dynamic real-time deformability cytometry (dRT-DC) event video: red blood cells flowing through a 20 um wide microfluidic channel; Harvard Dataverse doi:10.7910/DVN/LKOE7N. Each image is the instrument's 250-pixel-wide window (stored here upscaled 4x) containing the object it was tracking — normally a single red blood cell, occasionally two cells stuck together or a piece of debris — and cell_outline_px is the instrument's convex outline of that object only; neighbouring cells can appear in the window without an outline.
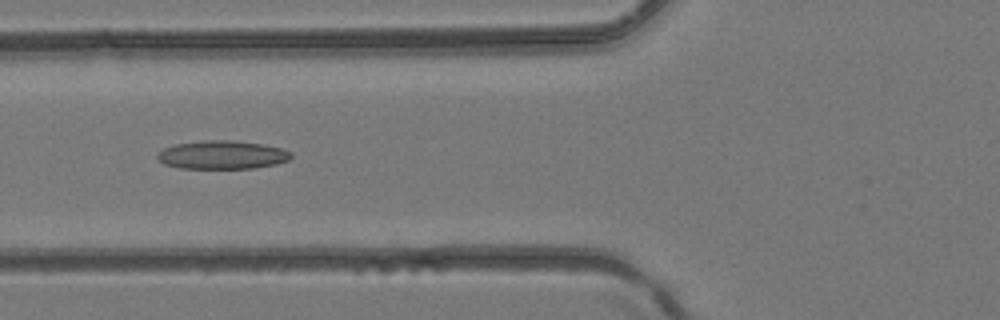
{"species": "common noctule bat (a hibernating species)", "species_latin": "Nyctalus noctula", "temperature_condition": "room temperature", "stored_images_in_passage": 41, "camera_frame_rate_fps": 3000, "um_per_image_px": 0.085, "animal": {"sex": "female", "body_mass_g": 24.6, "forearm_length_mm": 56.2}, "frame": {"image": 1, "passage_image": 17, "time_ms": 5.333, "image_size_px": [1000, 320], "cell_outline_px": [[292, 156], [288, 160], [276, 164], [256, 168], [180, 168], [164, 164], [156, 156], [156, 152], [172, 144], [204, 140], [236, 140], [264, 144], [284, 148], [292, 152]], "centroid_in_image_um": [18.9, 13.15], "position_along_channel_um": 106.9, "area_um2": 22.48}}
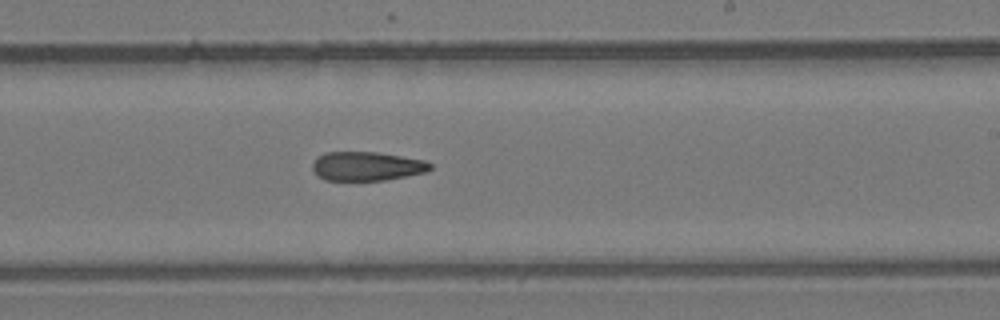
{"frame": {"image": 2, "passage_image": 26, "time_ms": 8.333, "image_size_px": [1000, 320], "cell_outline_px": [[432, 168], [428, 172], [384, 180], [324, 180], [312, 168], [312, 164], [316, 156], [324, 152], [376, 152], [424, 160], [432, 164]], "centroid_in_image_um": [31.18, 14.12], "position_along_channel_um": 257.8, "area_um2": 19.88}}
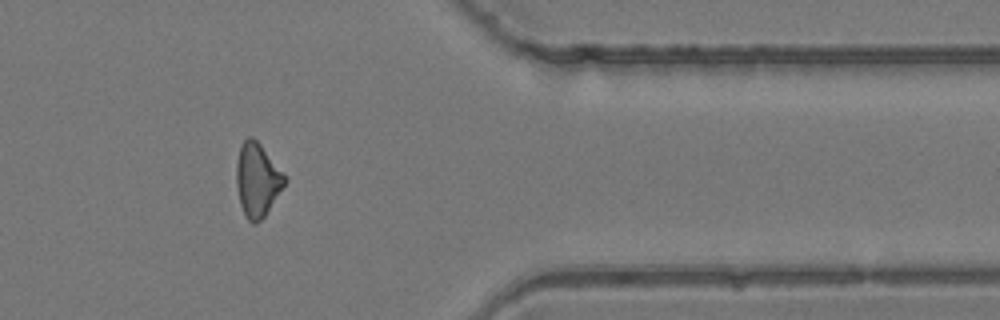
{"frame": {"image": 3, "passage_image": 35, "time_ms": 11.333, "image_size_px": [1000, 320], "cell_outline_px": [[288, 180], [264, 216], [256, 224], [252, 224], [244, 216], [240, 204], [236, 184], [236, 164], [240, 144], [248, 136], [252, 136], [260, 144], [284, 172]], "centroid_in_image_um": [21.86, 15.28], "position_along_channel_um": 389.5, "area_um2": 20.87}}